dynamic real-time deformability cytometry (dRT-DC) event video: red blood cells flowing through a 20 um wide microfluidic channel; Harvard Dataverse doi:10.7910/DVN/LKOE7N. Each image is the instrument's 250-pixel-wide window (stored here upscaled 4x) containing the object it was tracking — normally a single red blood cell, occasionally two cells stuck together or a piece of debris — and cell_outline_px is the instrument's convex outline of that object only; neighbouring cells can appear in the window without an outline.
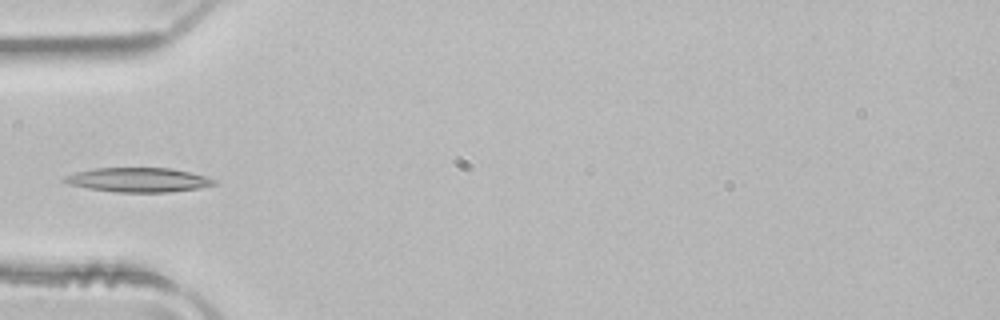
{"species": "common noctule bat (a hibernating species)", "species_latin": "Nyctalus noctula", "temperature_condition": "room temperature", "stored_images_in_passage": 4, "camera_frame_rate_fps": 3000, "um_per_image_px": 0.085, "animal": {"sex": "male", "body_mass_g": 21.5, "forearm_length_mm": 52.0}, "frame": {"image": 1, "passage_image": 4, "time_ms": 1.0, "image_size_px": [1000, 320], "cell_outline_px": [[216, 184], [200, 188], [172, 192], [116, 192], [88, 188], [68, 184], [60, 180], [64, 176], [76, 172], [92, 168], [172, 168], [208, 176], [216, 180]], "centroid_in_image_um": [11.77, 15.29], "position_along_channel_um": 73.2, "area_um2": 21.44}}